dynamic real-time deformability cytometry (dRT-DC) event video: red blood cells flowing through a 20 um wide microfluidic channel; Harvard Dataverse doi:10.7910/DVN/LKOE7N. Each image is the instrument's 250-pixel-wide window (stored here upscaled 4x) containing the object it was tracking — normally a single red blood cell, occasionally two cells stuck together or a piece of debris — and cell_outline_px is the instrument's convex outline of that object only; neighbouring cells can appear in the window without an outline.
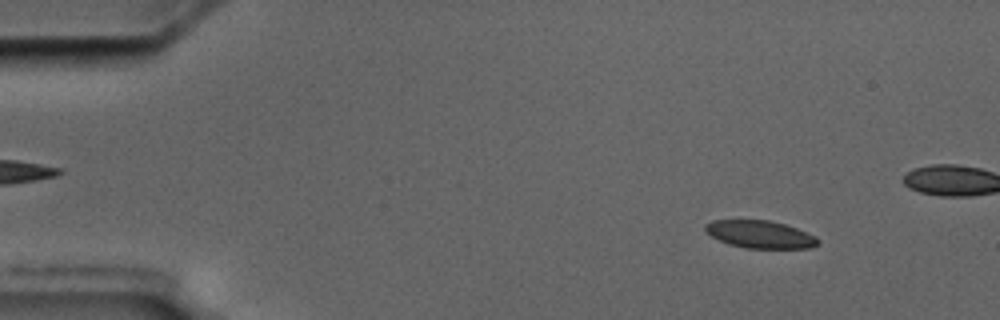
{"species": "common noctule bat (a hibernating species)", "species_latin": "Nyctalus noctula", "temperature_condition": "cold", "stored_images_in_passage": 6, "camera_frame_rate_fps": 3000, "um_per_image_px": 0.085, "animal": {"sex": "male", "body_mass_g": 17.5, "forearm_length_mm": 52.3}, "frame": {"image": 1, "passage_image": 2, "time_ms": 1.333, "image_size_px": [1000, 320], "cell_outline_px": [[820, 240], [812, 248], [744, 248], [728, 244], [704, 232], [704, 224], [712, 220], [768, 220], [784, 224], [796, 228], [816, 236]], "centroid_in_image_um": [64.57, 19.92], "position_along_channel_um": 20.4, "area_um2": 18.15}}